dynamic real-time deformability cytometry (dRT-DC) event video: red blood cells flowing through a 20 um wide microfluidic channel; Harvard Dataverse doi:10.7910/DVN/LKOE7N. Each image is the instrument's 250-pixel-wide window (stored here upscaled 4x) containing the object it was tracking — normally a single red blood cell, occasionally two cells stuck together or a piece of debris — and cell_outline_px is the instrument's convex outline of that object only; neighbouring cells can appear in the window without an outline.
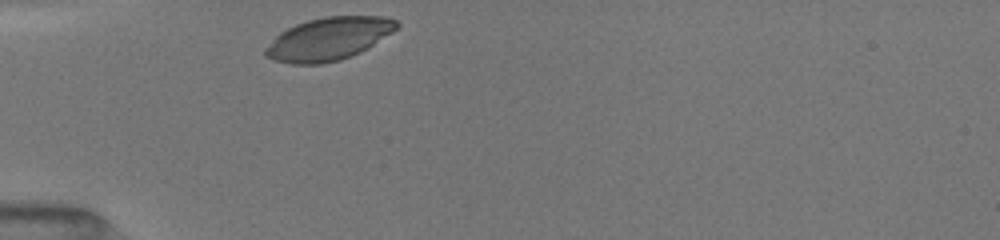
{"species": "common noctule bat (a hibernating species)", "species_latin": "Nyctalus noctula", "temperature_condition": "room temperature", "stored_images_in_passage": 59, "camera_frame_rate_fps": 3000, "um_per_image_px": 0.085, "animal": {"sex": "female", "body_mass_g": 19.5, "forearm_length_mm": 54.1}, "frame": {"image": 1, "passage_image": 1, "time_ms": 0.0, "image_size_px": [1000, 240], "cell_outline_px": [[400, 24], [392, 32], [368, 48], [352, 56], [340, 60], [320, 64], [292, 64], [272, 60], [264, 56], [264, 48], [280, 32], [296, 24], [308, 20], [324, 16], [388, 16], [396, 20]], "centroid_in_image_um": [27.92, 3.3], "position_along_channel_um": 57.1, "area_um2": 32.89}}